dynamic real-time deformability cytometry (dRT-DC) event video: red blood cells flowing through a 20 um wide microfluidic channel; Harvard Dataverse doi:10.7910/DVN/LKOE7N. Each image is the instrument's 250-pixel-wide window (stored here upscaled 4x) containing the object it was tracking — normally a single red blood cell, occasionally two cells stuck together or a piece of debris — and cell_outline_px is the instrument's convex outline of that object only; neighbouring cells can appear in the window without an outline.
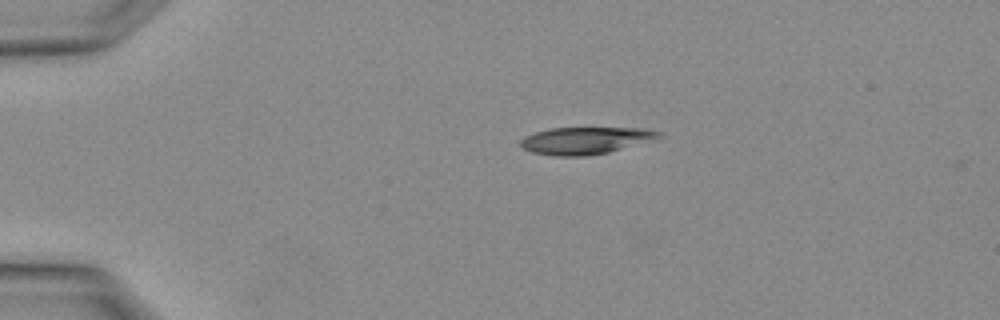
{"species": "Egyptian fruit bat (a non-hibernating species)", "species_latin": "Rousettus aegyptiacus", "temperature_condition": "warm", "stored_images_in_passage": 2, "camera_frame_rate_fps": 3000, "um_per_image_px": 0.085, "animal": {"sex": "female"}, "frame": {"image": 1, "passage_image": 1, "time_ms": 0.0, "image_size_px": [1000, 320], "cell_outline_px": [[664, 136], [660, 140], [608, 152], [588, 156], [556, 156], [532, 152], [524, 148], [520, 144], [520, 140], [524, 136], [536, 132], [552, 128], [644, 128], [660, 132]], "centroid_in_image_um": [49.87, 11.94], "position_along_channel_um": 35.1, "area_um2": 22.14}}